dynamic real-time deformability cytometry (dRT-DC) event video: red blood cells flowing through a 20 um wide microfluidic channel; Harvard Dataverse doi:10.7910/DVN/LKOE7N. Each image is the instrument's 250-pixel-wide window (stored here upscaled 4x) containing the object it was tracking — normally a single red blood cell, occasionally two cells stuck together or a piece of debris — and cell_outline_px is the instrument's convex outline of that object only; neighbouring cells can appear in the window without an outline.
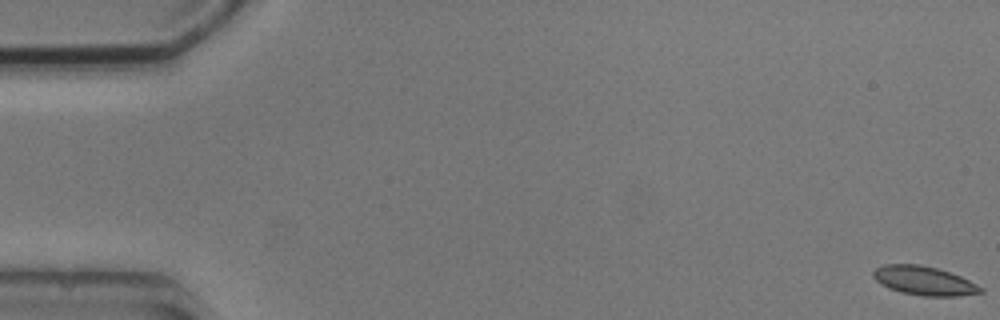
{"species": "common noctule bat (a hibernating species)", "species_latin": "Nyctalus noctula", "temperature_condition": "cold", "stored_images_in_passage": 5, "camera_frame_rate_fps": 3000, "um_per_image_px": 0.085, "animal": {"sex": "male", "body_mass_g": 20.5, "forearm_length_mm": 52.5}, "frame": {"image": 1, "passage_image": 1, "time_ms": 0.0, "image_size_px": [1000, 320], "cell_outline_px": [[984, 292], [960, 296], [924, 296], [900, 292], [888, 288], [880, 284], [872, 276], [872, 272], [876, 268], [884, 264], [920, 264], [936, 268], [960, 276], [984, 288]], "centroid_in_image_um": [78.53, 23.86], "position_along_channel_um": 6.5, "area_um2": 18.15}}
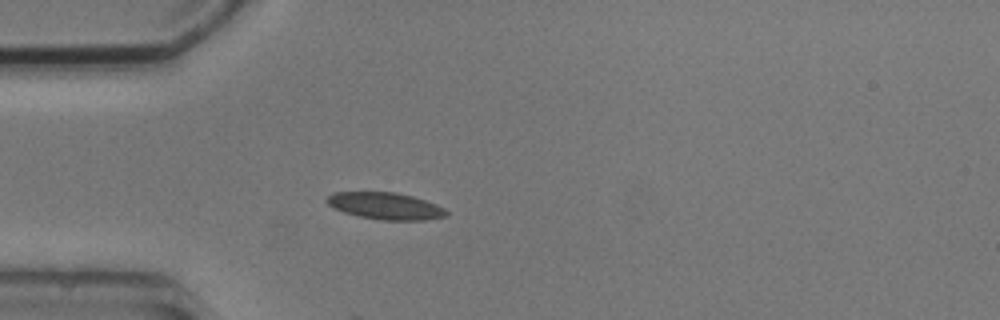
{"frame": {"image": 2, "passage_image": 5, "time_ms": 5.0, "image_size_px": [1000, 320], "cell_outline_px": [[448, 212], [444, 216], [424, 220], [380, 220], [360, 216], [344, 212], [328, 204], [324, 200], [332, 192], [396, 192], [412, 196], [436, 204], [444, 208]], "centroid_in_image_um": [32.74, 17.5], "position_along_channel_um": 52.3, "area_um2": 18.55}}